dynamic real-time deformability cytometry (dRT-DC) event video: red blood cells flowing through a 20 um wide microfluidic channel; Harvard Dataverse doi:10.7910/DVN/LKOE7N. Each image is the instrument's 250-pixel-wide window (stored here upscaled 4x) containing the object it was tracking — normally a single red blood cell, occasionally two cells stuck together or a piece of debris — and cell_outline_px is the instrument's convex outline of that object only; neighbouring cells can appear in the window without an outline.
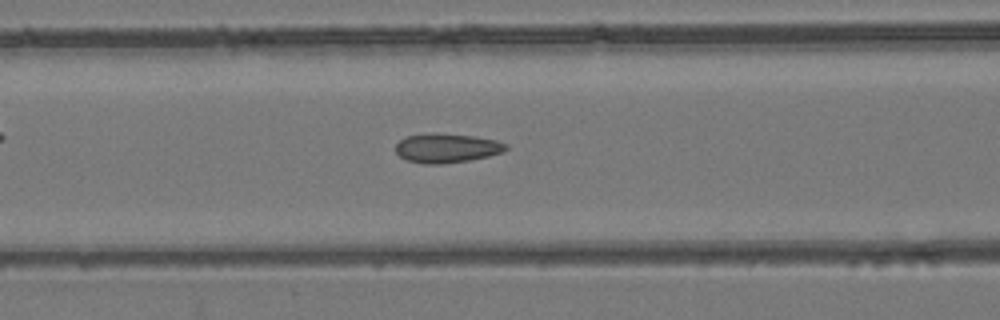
{"species": "common noctule bat (a hibernating species)", "species_latin": "Nyctalus noctula", "temperature_condition": "room temperature", "stored_images_in_passage": 34, "camera_frame_rate_fps": 3000, "um_per_image_px": 0.085, "animal": {"sex": "female", "body_mass_g": 24.6, "forearm_length_mm": 56.2}, "frame": {"image": 1, "passage_image": 13, "time_ms": 4.0, "image_size_px": [1000, 320], "cell_outline_px": [[508, 148], [504, 152], [488, 156], [468, 160], [444, 164], [424, 164], [404, 160], [396, 152], [396, 144], [404, 136], [428, 132], [432, 132], [476, 136], [496, 140], [508, 144]], "centroid_in_image_um": [37.95, 12.57], "position_along_channel_um": 128.6, "area_um2": 19.19}}
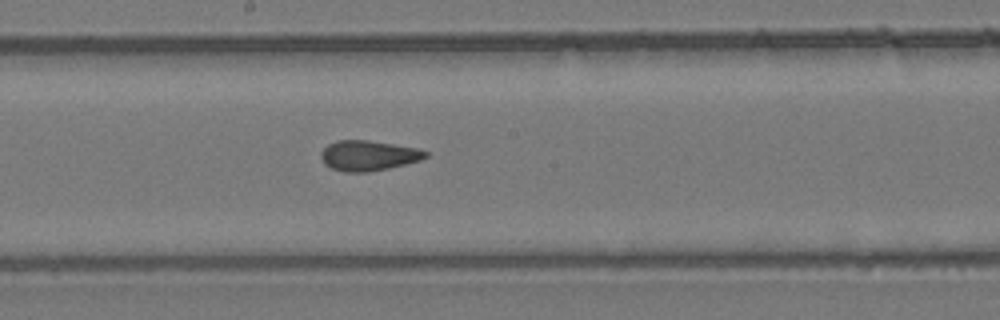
{"frame": {"image": 2, "passage_image": 20, "time_ms": 6.333, "image_size_px": [1000, 320], "cell_outline_px": [[428, 156], [420, 160], [388, 168], [368, 172], [344, 172], [332, 168], [324, 164], [320, 156], [320, 152], [328, 144], [336, 140], [368, 140], [420, 148], [428, 152]], "centroid_in_image_um": [31.3, 13.21], "position_along_channel_um": 216.9, "area_um2": 18.5}}
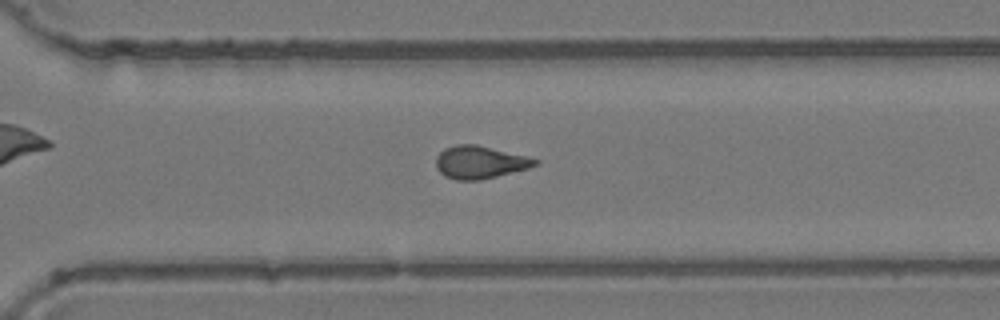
{"frame": {"image": 3, "passage_image": 29, "time_ms": 9.333, "image_size_px": [1000, 320], "cell_outline_px": [[540, 164], [528, 168], [480, 180], [456, 180], [444, 176], [436, 168], [436, 156], [444, 148], [456, 144], [476, 144], [540, 160]], "centroid_in_image_um": [40.75, 13.79], "position_along_channel_um": 329.8, "area_um2": 18.79}, "authors_computed_cell_mechanics": {"area_um2": 18.5827, "velocity_mm_per_s": 3.7764, "shape_relaxation_time_tau1_ms": null, "shape_relaxation_time_tau2_ms": 1.8492, "deformation_change_tau1": null, "deformation_change_tau2": 0.0908}}